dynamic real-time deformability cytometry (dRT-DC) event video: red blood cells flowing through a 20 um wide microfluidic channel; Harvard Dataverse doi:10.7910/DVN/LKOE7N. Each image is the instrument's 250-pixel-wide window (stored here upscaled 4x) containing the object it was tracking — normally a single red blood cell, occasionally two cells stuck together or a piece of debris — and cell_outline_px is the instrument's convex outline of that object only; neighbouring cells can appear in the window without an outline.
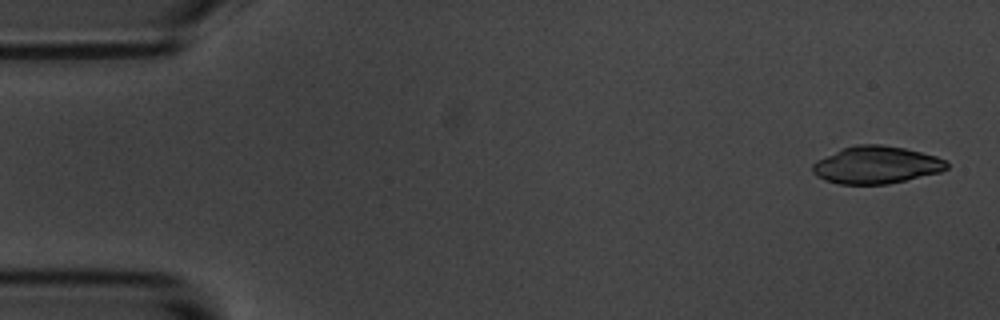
{"species": "common noctule bat (a hibernating species)", "species_latin": "Nyctalus noctula", "temperature_condition": "room temperature", "stored_images_in_passage": 4, "camera_frame_rate_fps": 3000, "um_per_image_px": 0.085, "animal": {"sex": "male", "body_mass_g": 20.1, "forearm_length_mm": 53.5}, "frame": {"image": 1, "passage_image": 1, "time_ms": 0.0, "image_size_px": [1000, 320], "cell_outline_px": [[948, 168], [940, 172], [888, 184], [840, 184], [824, 180], [816, 176], [812, 172], [812, 164], [816, 160], [840, 148], [856, 144], [880, 144], [904, 148], [936, 156], [944, 160], [948, 164]], "centroid_in_image_um": [74.43, 14.01], "position_along_channel_um": 10.6, "area_um2": 29.36}}